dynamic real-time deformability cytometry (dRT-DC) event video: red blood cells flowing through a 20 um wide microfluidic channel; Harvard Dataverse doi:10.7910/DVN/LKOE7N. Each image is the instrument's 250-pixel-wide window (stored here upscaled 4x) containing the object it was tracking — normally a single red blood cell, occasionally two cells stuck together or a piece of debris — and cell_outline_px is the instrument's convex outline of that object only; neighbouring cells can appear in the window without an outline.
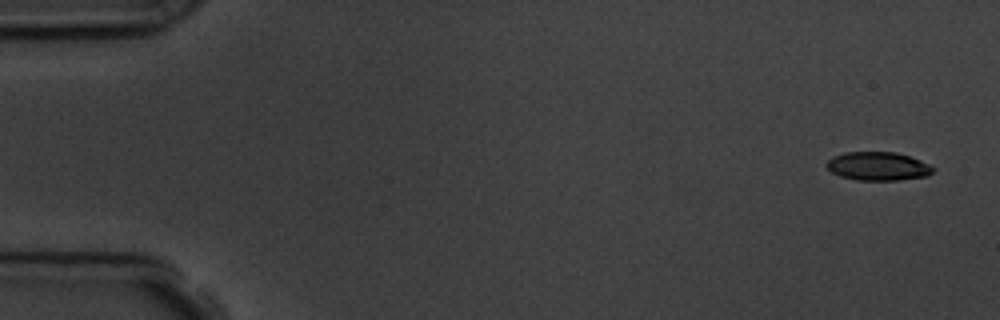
{"species": "common noctule bat (a hibernating species)", "species_latin": "Nyctalus noctula", "temperature_condition": "room temperature", "stored_images_in_passage": 4, "camera_frame_rate_fps": 3000, "um_per_image_px": 0.085, "animal": {"sex": "male", "body_mass_g": 19.5, "forearm_length_mm": 54.6}, "frame": {"image": 1, "passage_image": 1, "time_ms": 0.0, "image_size_px": [1000, 320], "cell_outline_px": [[936, 168], [928, 176], [900, 180], [856, 180], [840, 176], [832, 172], [824, 164], [832, 156], [844, 152], [896, 152], [920, 160]], "centroid_in_image_um": [74.62, 14.13], "position_along_channel_um": 10.4, "area_um2": 17.8}}
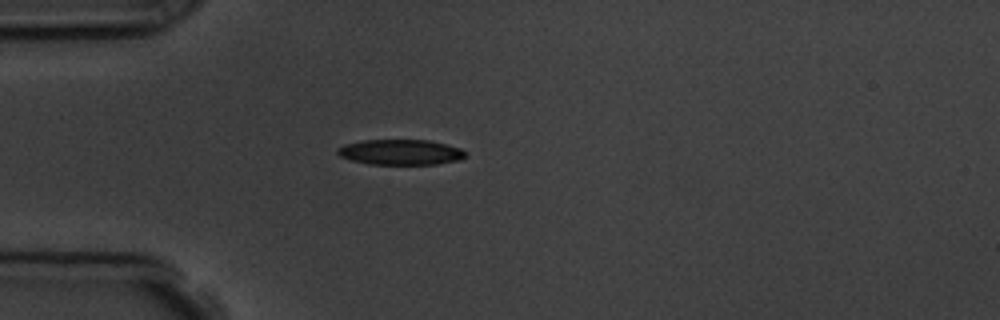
{"frame": {"image": 2, "passage_image": 4, "time_ms": 4.333, "image_size_px": [1000, 320], "cell_outline_px": [[468, 152], [460, 160], [436, 164], [368, 164], [352, 160], [340, 156], [336, 152], [336, 148], [344, 144], [364, 140], [428, 140], [460, 148]], "centroid_in_image_um": [34.03, 12.93], "position_along_channel_um": 51.0, "area_um2": 18.9}}